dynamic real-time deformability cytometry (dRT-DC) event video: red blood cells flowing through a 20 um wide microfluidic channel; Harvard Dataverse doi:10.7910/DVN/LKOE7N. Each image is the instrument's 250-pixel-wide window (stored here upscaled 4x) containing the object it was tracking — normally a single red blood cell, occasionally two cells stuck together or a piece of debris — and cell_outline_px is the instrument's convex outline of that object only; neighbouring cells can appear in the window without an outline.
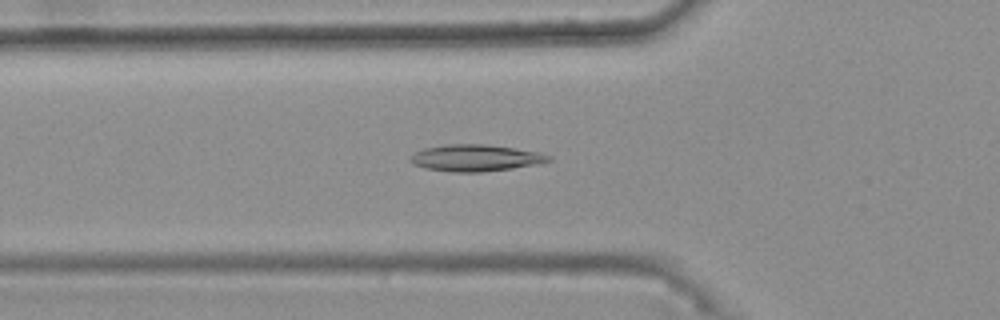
{"species": "common noctule bat (a hibernating species)", "species_latin": "Nyctalus noctula", "temperature_condition": "warm", "stored_images_in_passage": 31, "camera_frame_rate_fps": 3000, "um_per_image_px": 0.085, "animal": {"sex": "female", "body_mass_g": 25.1}, "frame": {"image": 1, "passage_image": 3, "time_ms": 0.667, "image_size_px": [1000, 320], "cell_outline_px": [[552, 160], [540, 164], [512, 168], [480, 172], [452, 172], [424, 168], [412, 164], [408, 160], [416, 152], [424, 148], [444, 144], [484, 144], [516, 148], [540, 152], [552, 156]], "centroid_in_image_um": [40.44, 13.42], "position_along_channel_um": 85.4, "area_um2": 21.68}}
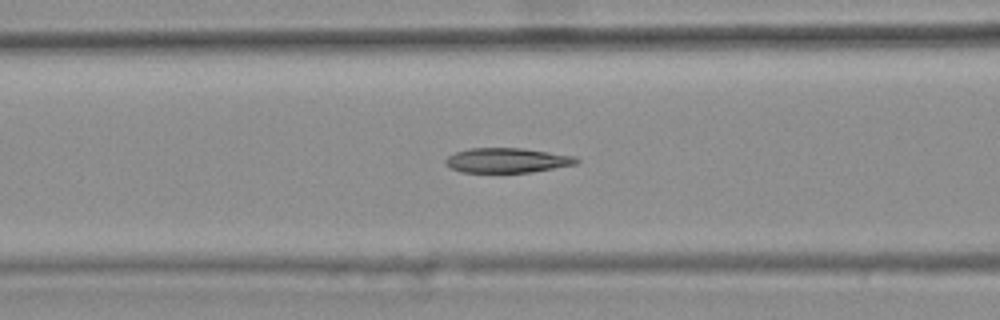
{"frame": {"image": 2, "passage_image": 6, "time_ms": 1.667, "image_size_px": [1000, 320], "cell_outline_px": [[580, 160], [576, 164], [532, 172], [460, 172], [444, 164], [444, 160], [448, 156], [456, 152], [468, 148], [520, 148], [576, 156]], "centroid_in_image_um": [43.09, 13.63], "position_along_channel_um": 123.5, "area_um2": 18.84}}
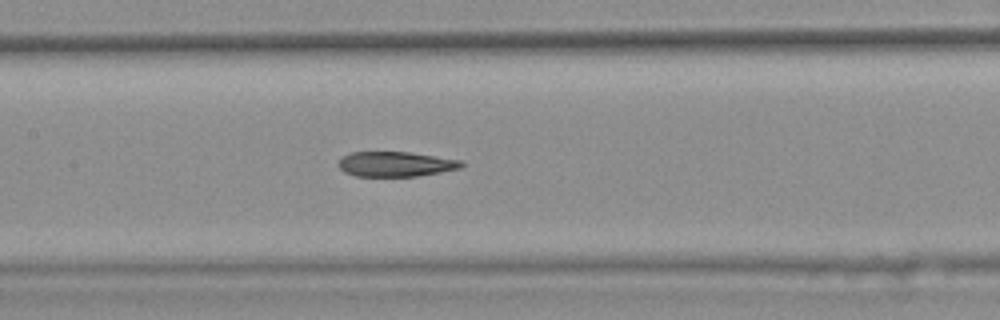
{"frame": {"image": 3, "passage_image": 10, "time_ms": 3.0, "image_size_px": [1000, 320], "cell_outline_px": [[464, 164], [460, 168], [440, 172], [416, 176], [356, 176], [344, 172], [336, 164], [344, 156], [352, 152], [408, 152], [464, 160]], "centroid_in_image_um": [33.64, 13.95], "position_along_channel_um": 173.8, "area_um2": 17.86}, "authors_computed_cell_mechanics": {"area_um2": 19.3052, "velocity_mm_per_s": 3.7821, "shape_relaxation_time_tau1_ms": null, "shape_relaxation_time_tau2_ms": 5.8387, "deformation_change_tau1": null, "deformation_change_tau2": 0.1321}}